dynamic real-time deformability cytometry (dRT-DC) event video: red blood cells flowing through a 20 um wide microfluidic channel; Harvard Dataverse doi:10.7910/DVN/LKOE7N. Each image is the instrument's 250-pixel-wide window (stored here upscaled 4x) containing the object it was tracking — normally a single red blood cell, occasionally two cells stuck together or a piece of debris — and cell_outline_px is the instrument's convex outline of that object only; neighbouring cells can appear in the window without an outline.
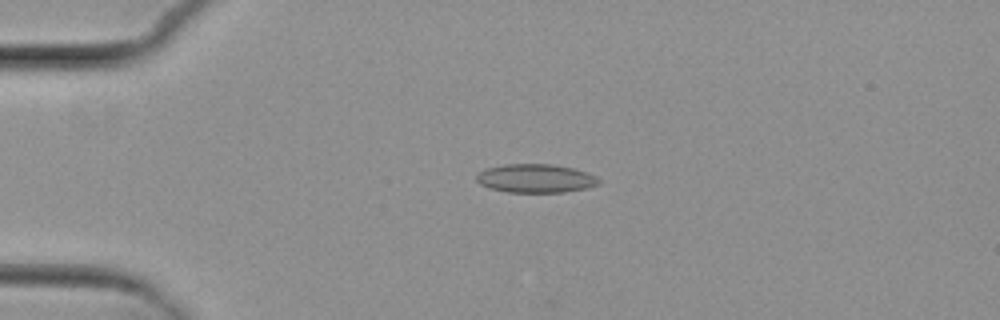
{"species": "common noctule bat (a hibernating species)", "species_latin": "Nyctalus noctula", "temperature_condition": "cold", "stored_images_in_passage": 5, "camera_frame_rate_fps": 3000, "um_per_image_px": 0.085, "animal": {"sex": "female", "body_mass_g": 29.2, "forearm_length_mm": 56.3}, "frame": {"image": 1, "passage_image": 3, "time_ms": 2.333, "image_size_px": [1000, 320], "cell_outline_px": [[600, 184], [588, 188], [564, 192], [508, 192], [488, 188], [480, 184], [476, 180], [476, 176], [480, 172], [488, 168], [504, 164], [552, 164], [572, 168], [588, 172], [596, 176], [600, 180]], "centroid_in_image_um": [45.56, 15.16], "position_along_channel_um": 39.4, "area_um2": 20.46}}
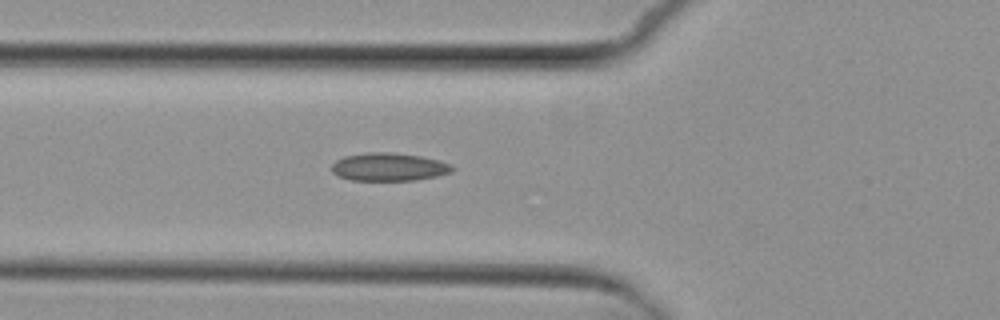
{"frame": {"image": 2, "passage_image": 5, "time_ms": 4.667, "image_size_px": [1000, 320], "cell_outline_px": [[456, 168], [452, 172], [436, 176], [416, 180], [348, 180], [336, 176], [332, 172], [332, 164], [336, 160], [344, 156], [368, 152], [388, 152], [420, 156], [452, 164]], "centroid_in_image_um": [33.03, 14.19], "position_along_channel_um": 92.8, "area_um2": 19.77}}